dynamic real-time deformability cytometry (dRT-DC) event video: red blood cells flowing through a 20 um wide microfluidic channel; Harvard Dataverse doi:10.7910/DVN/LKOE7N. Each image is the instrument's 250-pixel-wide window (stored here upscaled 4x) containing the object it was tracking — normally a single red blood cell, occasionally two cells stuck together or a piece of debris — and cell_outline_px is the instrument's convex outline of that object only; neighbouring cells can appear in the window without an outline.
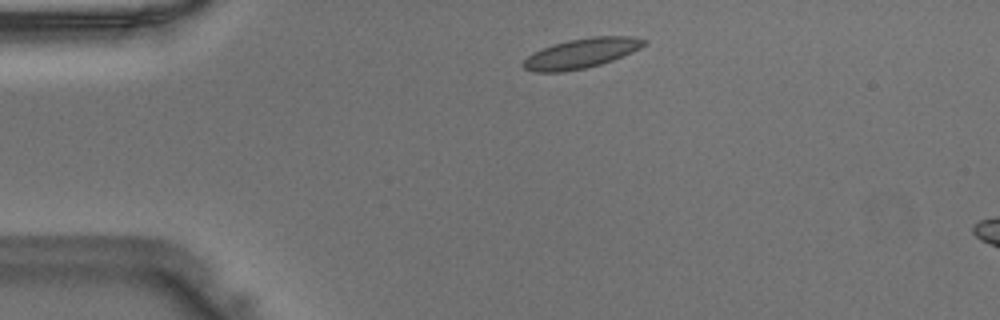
{"species": "Egyptian fruit bat (a non-hibernating species)", "species_latin": "Rousettus aegyptiacus", "temperature_condition": "warm", "stored_images_in_passage": 38, "camera_frame_rate_fps": 3000, "um_per_image_px": 0.085, "animal": {"sex": "male"}, "frame": {"image": 1, "passage_image": 1, "time_ms": 0.0, "image_size_px": [1000, 320], "cell_outline_px": [[648, 44], [632, 52], [612, 60], [600, 64], [584, 68], [560, 72], [532, 72], [524, 68], [520, 64], [528, 56], [552, 44], [568, 40], [592, 36], [632, 36], [648, 40]], "centroid_in_image_um": [49.43, 4.52], "position_along_channel_um": 35.6, "area_um2": 20.92}}
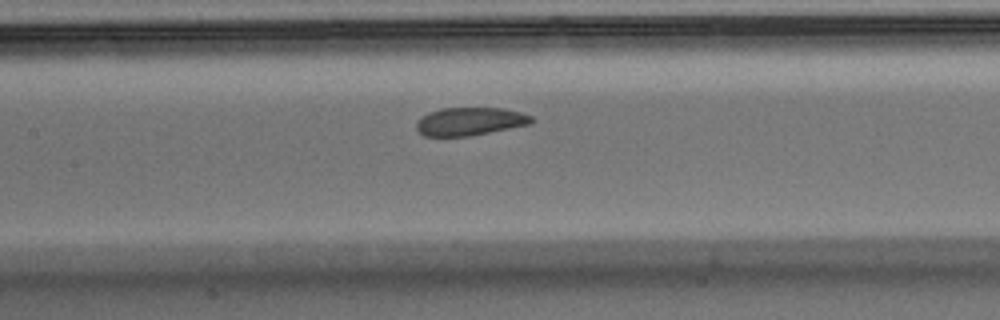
{"frame": {"image": 2, "passage_image": 13, "time_ms": 4.0, "image_size_px": [1000, 320], "cell_outline_px": [[536, 120], [532, 124], [472, 136], [424, 136], [416, 128], [416, 120], [420, 116], [440, 108], [500, 108], [520, 112], [532, 116]], "centroid_in_image_um": [39.96, 10.32], "position_along_channel_um": 167.4, "area_um2": 19.07}}
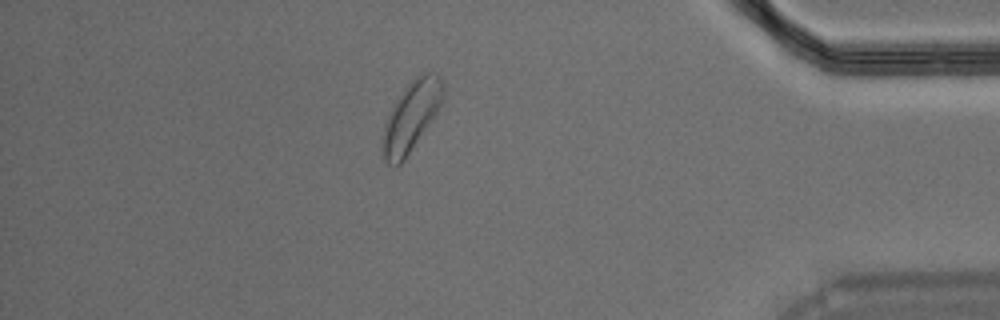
{"frame": {"image": 3, "passage_image": 32, "time_ms": 10.333, "image_size_px": [1000, 320], "cell_outline_px": [[444, 100], [432, 120], [404, 160], [400, 164], [388, 164], [384, 160], [380, 144], [384, 124], [388, 112], [404, 88], [416, 76], [424, 72], [436, 72], [440, 76], [444, 88]], "centroid_in_image_um": [34.94, 9.87], "position_along_channel_um": 400.3, "area_um2": 24.85}}